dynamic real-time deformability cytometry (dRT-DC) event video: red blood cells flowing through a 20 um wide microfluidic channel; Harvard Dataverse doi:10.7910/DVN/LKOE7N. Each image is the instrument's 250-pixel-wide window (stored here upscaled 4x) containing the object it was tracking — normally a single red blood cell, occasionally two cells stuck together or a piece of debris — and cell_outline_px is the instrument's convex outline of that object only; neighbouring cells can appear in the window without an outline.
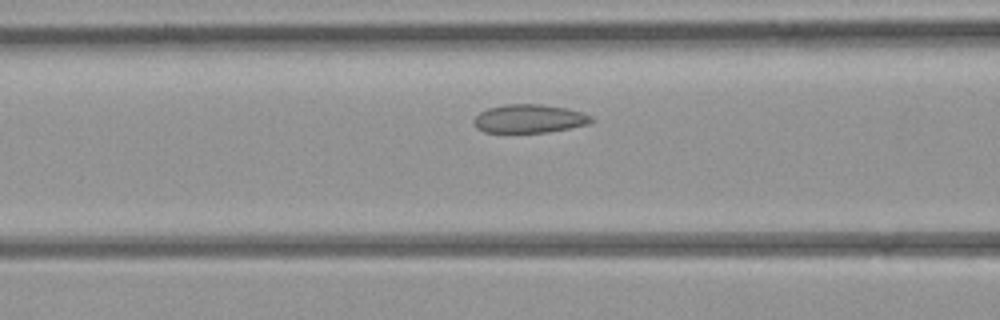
{"species": "common noctule bat (a hibernating species)", "species_latin": "Nyctalus noctula", "temperature_condition": "room temperature", "stored_images_in_passage": 7, "camera_frame_rate_fps": 3000, "um_per_image_px": 0.085, "animal": {"sex": "female", "body_mass_g": 21.9}, "frame": {"image": 1, "passage_image": 7, "time_ms": 7.0, "image_size_px": [1000, 320], "cell_outline_px": [[592, 124], [548, 132], [484, 132], [476, 128], [472, 120], [480, 112], [488, 108], [504, 104], [540, 104], [568, 108], [584, 112], [592, 116]], "centroid_in_image_um": [45.01, 10.08], "position_along_channel_um": 121.6, "area_um2": 19.71}}